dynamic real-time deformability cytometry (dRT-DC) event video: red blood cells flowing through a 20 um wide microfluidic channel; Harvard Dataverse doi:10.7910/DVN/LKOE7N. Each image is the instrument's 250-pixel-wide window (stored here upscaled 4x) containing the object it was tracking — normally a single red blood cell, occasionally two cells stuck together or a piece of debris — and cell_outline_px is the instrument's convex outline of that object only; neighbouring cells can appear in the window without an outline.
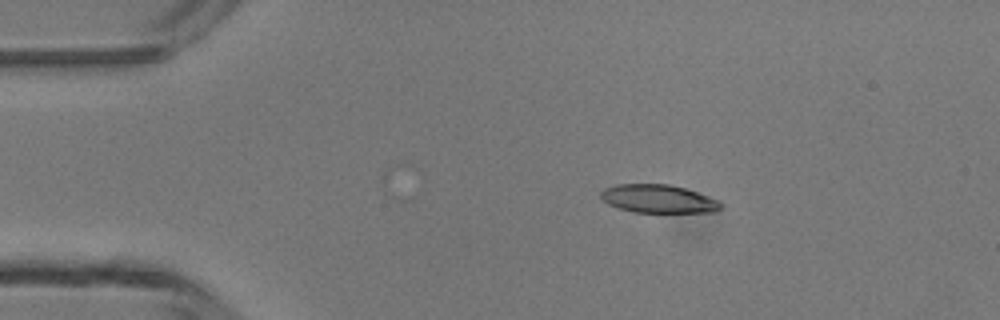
{"species": "common noctule bat (a hibernating species)", "species_latin": "Nyctalus noctula", "temperature_condition": "room temperature", "stored_images_in_passage": 4, "camera_frame_rate_fps": 3000, "um_per_image_px": 0.085, "animal": {"sex": "male", "body_mass_g": 13.3}, "frame": {"image": 1, "passage_image": 3, "time_ms": 2.333, "image_size_px": [1000, 320], "cell_outline_px": [[724, 204], [716, 212], [632, 212], [608, 204], [600, 196], [600, 192], [604, 188], [616, 184], [668, 184], [684, 188], [720, 200]], "centroid_in_image_um": [55.97, 16.9], "position_along_channel_um": 29.0, "area_um2": 19.77}}